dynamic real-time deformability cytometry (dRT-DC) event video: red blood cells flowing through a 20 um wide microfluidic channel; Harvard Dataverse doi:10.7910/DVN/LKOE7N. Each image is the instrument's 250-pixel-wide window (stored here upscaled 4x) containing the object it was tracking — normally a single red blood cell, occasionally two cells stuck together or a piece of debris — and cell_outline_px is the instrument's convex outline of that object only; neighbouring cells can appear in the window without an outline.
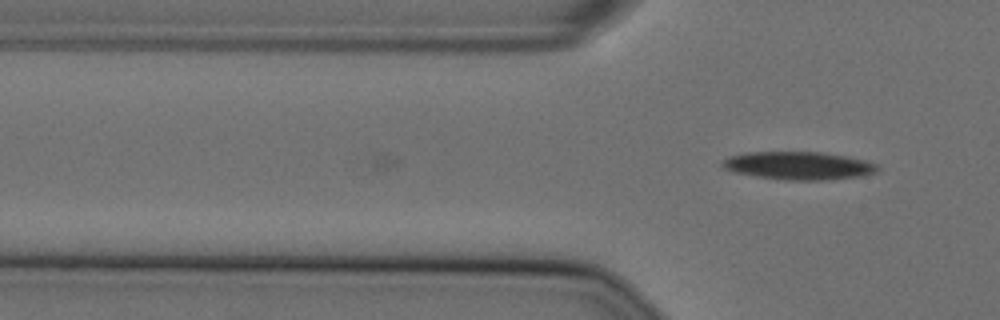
{"species": "Egyptian fruit bat (a non-hibernating species)", "species_latin": "Rousettus aegyptiacus", "temperature_condition": "cold", "stored_images_in_passage": 4, "camera_frame_rate_fps": 3000, "um_per_image_px": 0.085, "animal": {"sex": "female"}, "frame": {"image": 1, "passage_image": 4, "time_ms": 1.0, "image_size_px": [1000, 320], "cell_outline_px": [[880, 168], [876, 172], [860, 176], [832, 180], [784, 180], [756, 176], [736, 172], [724, 168], [720, 164], [728, 156], [744, 152], [824, 152], [848, 156], [880, 164]], "centroid_in_image_um": [67.92, 14.07], "position_along_channel_um": 57.9, "area_um2": 25.55}}